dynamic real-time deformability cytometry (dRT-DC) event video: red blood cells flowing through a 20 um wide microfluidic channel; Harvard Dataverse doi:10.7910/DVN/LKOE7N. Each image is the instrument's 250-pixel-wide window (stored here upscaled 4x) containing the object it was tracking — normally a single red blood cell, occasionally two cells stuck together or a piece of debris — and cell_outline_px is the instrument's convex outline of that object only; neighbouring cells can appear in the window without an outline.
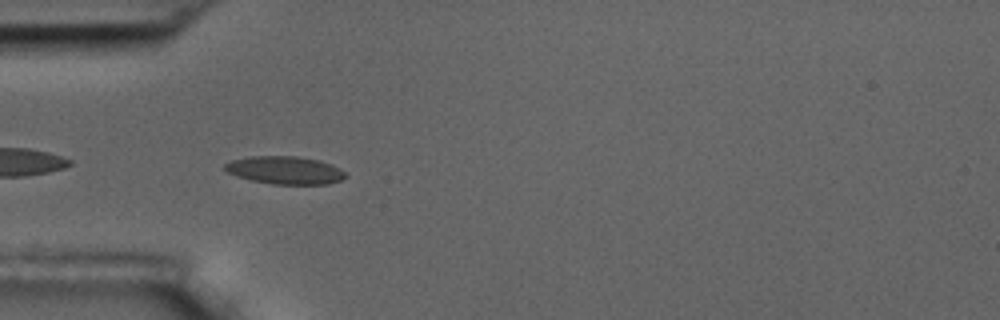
{"species": "common noctule bat (a hibernating species)", "species_latin": "Nyctalus noctula", "temperature_condition": "room temperature", "stored_images_in_passage": 40, "camera_frame_rate_fps": 3000, "um_per_image_px": 0.085, "animal": {"sex": "male", "body_mass_g": 17.5, "forearm_length_mm": 52.3}, "frame": {"image": 1, "passage_image": 1, "time_ms": 0.0, "image_size_px": [1000, 320], "cell_outline_px": [[348, 176], [340, 180], [328, 184], [272, 184], [252, 180], [236, 176], [228, 172], [224, 168], [224, 164], [232, 160], [248, 156], [296, 156], [320, 160], [332, 164], [340, 168]], "centroid_in_image_um": [24.24, 14.46], "position_along_channel_um": 60.8, "area_um2": 19.65}}
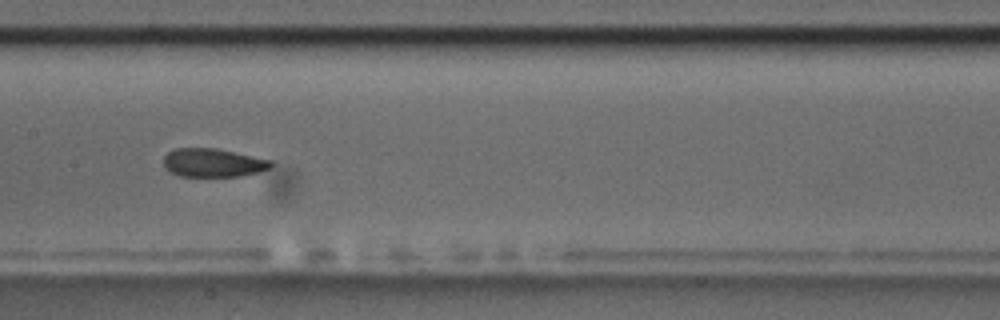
{"frame": {"image": 2, "passage_image": 12, "time_ms": 3.667, "image_size_px": [1000, 320], "cell_outline_px": [[272, 164], [268, 168], [260, 172], [240, 176], [180, 176], [168, 172], [164, 168], [164, 156], [168, 152], [176, 148], [216, 148], [272, 160]], "centroid_in_image_um": [18.08, 13.83], "position_along_channel_um": 189.3, "area_um2": 17.86}}
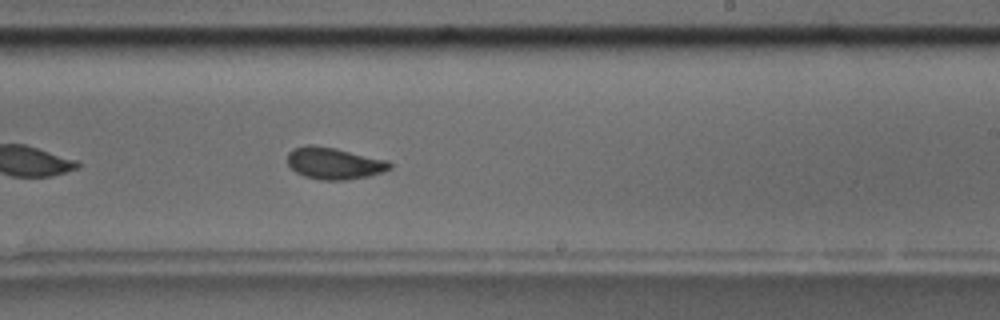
{"frame": {"image": 3, "passage_image": 18, "time_ms": 5.667, "image_size_px": [1000, 320], "cell_outline_px": [[392, 168], [384, 172], [368, 176], [348, 180], [320, 180], [304, 176], [296, 172], [288, 164], [288, 152], [292, 148], [308, 144], [312, 144], [336, 148], [388, 160], [392, 164]], "centroid_in_image_um": [28.41, 13.87], "position_along_channel_um": 260.6, "area_um2": 19.19}, "authors_computed_cell_mechanics": {"area_um2": 18.7561, "velocity_mm_per_s": 3.5806, "shape_relaxation_time_tau1_ms": 4.0716, "shape_relaxation_time_tau2_ms": 1.1488, "deformation_change_tau1": 0.1409, "deformation_change_tau2": 0.0689}}